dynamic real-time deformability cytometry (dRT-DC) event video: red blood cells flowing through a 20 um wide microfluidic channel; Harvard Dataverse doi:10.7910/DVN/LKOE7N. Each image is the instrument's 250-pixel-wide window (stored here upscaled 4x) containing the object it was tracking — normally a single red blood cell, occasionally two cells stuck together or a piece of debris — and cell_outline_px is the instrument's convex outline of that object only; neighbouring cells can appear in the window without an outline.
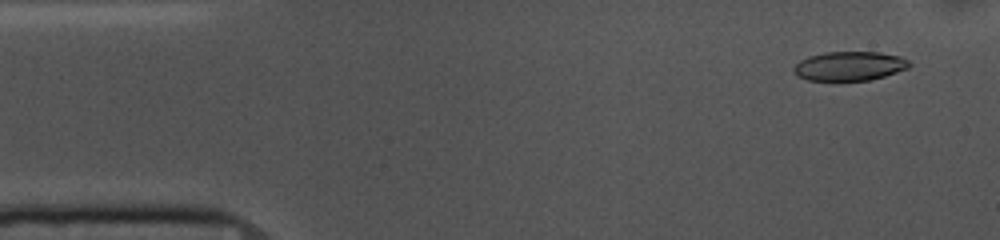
{"species": "common noctule bat (a hibernating species)", "species_latin": "Nyctalus noctula", "temperature_condition": "cold", "stored_images_in_passage": 53, "camera_frame_rate_fps": 3000, "um_per_image_px": 0.085, "animal": {"sex": "female", "body_mass_g": 10.0, "forearm_length_mm": 53.1}, "frame": {"image": 1, "passage_image": 3, "time_ms": 0.667, "image_size_px": [1000, 240], "cell_outline_px": [[912, 64], [908, 68], [872, 80], [840, 84], [808, 80], [796, 76], [792, 72], [792, 68], [800, 60], [808, 56], [824, 52], [880, 52], [900, 56], [908, 60]], "centroid_in_image_um": [72.15, 5.67], "position_along_channel_um": 12.9, "area_um2": 20.69}}
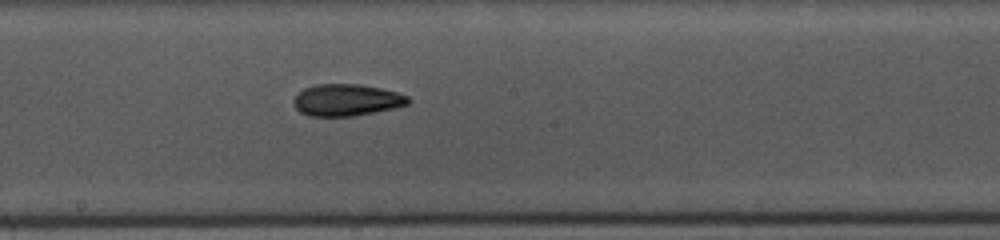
{"frame": {"image": 2, "passage_image": 27, "time_ms": 8.667, "image_size_px": [1000, 240], "cell_outline_px": [[412, 100], [408, 104], [396, 108], [356, 116], [308, 116], [300, 112], [296, 108], [292, 100], [304, 88], [316, 84], [360, 84], [380, 88], [396, 92], [408, 96]], "centroid_in_image_um": [29.48, 8.51], "position_along_channel_um": 218.7, "area_um2": 21.39}}
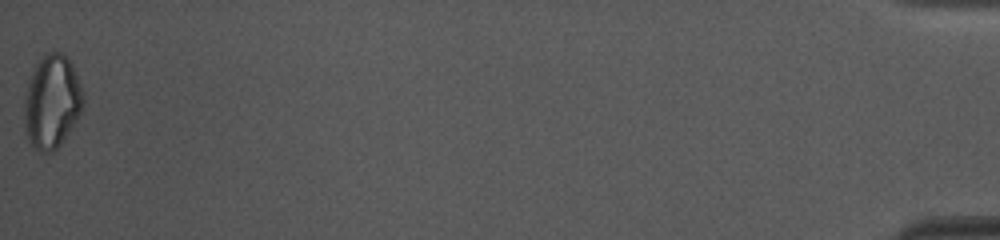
{"frame": {"image": 3, "passage_image": 53, "time_ms": 17.333, "image_size_px": [1000, 240], "cell_outline_px": [[84, 104], [76, 120], [60, 144], [52, 152], [40, 152], [28, 140], [24, 132], [24, 96], [28, 80], [36, 64], [44, 52], [60, 52], [68, 60], [80, 84], [84, 96]], "centroid_in_image_um": [4.37, 8.65], "position_along_channel_um": 430.8, "area_um2": 31.91}, "authors_computed_cell_mechanics": {"area_um2": 21.1548, "velocity_mm_per_s": 3.6678, "shape_relaxation_time_tau1_ms": 6.8595, "shape_relaxation_time_tau2_ms": 5.175, "deformation_change_tau1": 0.1573, "deformation_change_tau2": 0.1114}}